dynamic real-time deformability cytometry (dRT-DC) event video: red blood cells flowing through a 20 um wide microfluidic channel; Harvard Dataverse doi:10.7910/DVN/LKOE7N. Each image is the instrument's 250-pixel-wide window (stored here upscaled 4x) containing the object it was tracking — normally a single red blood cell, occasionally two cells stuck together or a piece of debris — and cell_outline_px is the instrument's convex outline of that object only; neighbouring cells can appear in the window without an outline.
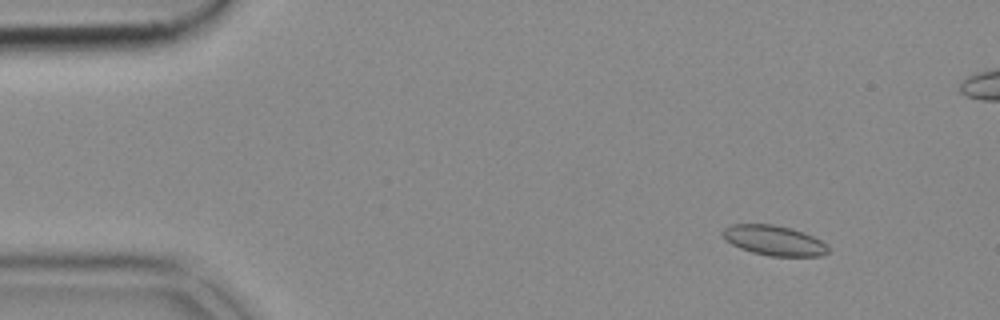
{"species": "common noctule bat (a hibernating species)", "species_latin": "Nyctalus noctula", "temperature_condition": "cold", "stored_images_in_passage": 54, "camera_frame_rate_fps": 3000, "um_per_image_px": 0.085, "animal": {"sex": "female", "body_mass_g": 18.4}, "frame": {"image": 1, "passage_image": 6, "time_ms": 1.667, "image_size_px": [1000, 320], "cell_outline_px": [[828, 252], [824, 256], [772, 256], [752, 252], [740, 248], [724, 240], [720, 236], [720, 232], [724, 228], [732, 224], [772, 224], [792, 228], [804, 232], [828, 244]], "centroid_in_image_um": [65.77, 20.43], "position_along_channel_um": 19.2, "area_um2": 18.67}}
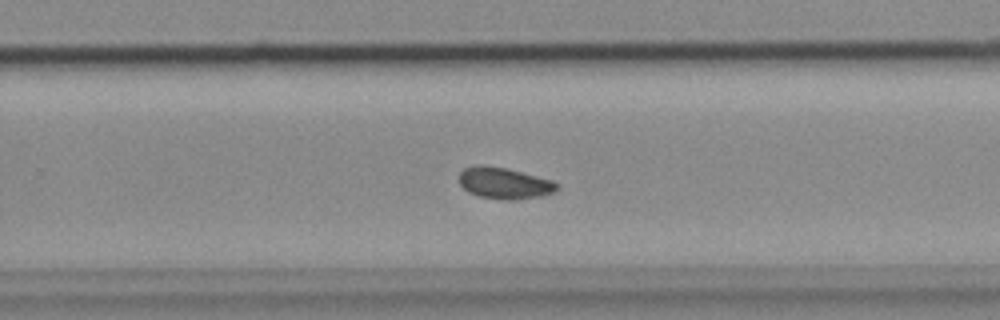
{"frame": {"image": 2, "passage_image": 34, "time_ms": 11.0, "image_size_px": [1000, 320], "cell_outline_px": [[560, 188], [552, 192], [540, 196], [512, 200], [508, 200], [480, 196], [468, 192], [460, 184], [460, 172], [464, 168], [476, 164], [484, 164], [508, 168], [552, 180], [560, 184]], "centroid_in_image_um": [42.87, 15.54], "position_along_channel_um": 286.9, "area_um2": 17.98}}
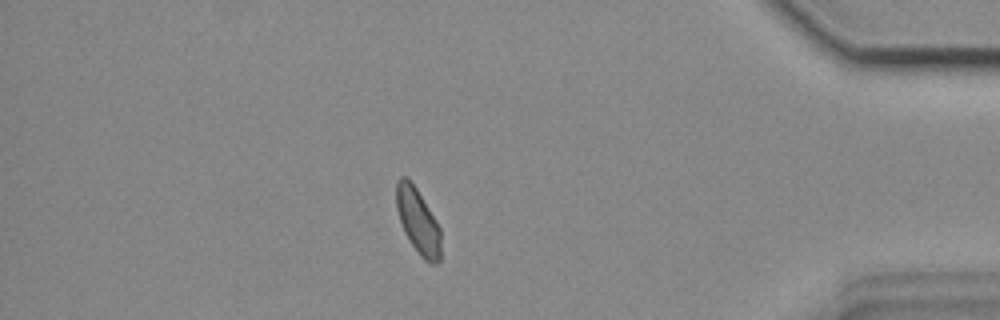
{"frame": {"image": 3, "passage_image": 46, "time_ms": 15.0, "image_size_px": [1000, 320], "cell_outline_px": [[440, 260], [436, 264], [428, 264], [420, 256], [404, 232], [396, 208], [396, 180], [400, 176], [408, 176], [416, 188], [440, 228]], "centroid_in_image_um": [35.51, 18.79], "position_along_channel_um": 399.7, "area_um2": 16.88}}